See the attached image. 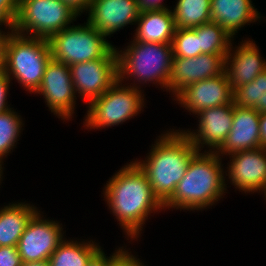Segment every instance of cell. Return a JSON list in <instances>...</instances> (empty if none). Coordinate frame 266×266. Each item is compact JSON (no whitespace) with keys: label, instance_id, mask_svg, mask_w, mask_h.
Segmentation results:
<instances>
[{"label":"cell","instance_id":"cell-1","mask_svg":"<svg viewBox=\"0 0 266 266\" xmlns=\"http://www.w3.org/2000/svg\"><path fill=\"white\" fill-rule=\"evenodd\" d=\"M116 172L107 181L102 194L108 209L126 233V238L130 237L133 241L141 235L142 226L151 216L150 213L160 212L164 207L153 194L146 173L135 161L124 165Z\"/></svg>","mask_w":266,"mask_h":266},{"label":"cell","instance_id":"cell-2","mask_svg":"<svg viewBox=\"0 0 266 266\" xmlns=\"http://www.w3.org/2000/svg\"><path fill=\"white\" fill-rule=\"evenodd\" d=\"M169 130L163 132L151 145L145 160H134L146 173L153 194L162 204L173 195L190 160L198 152L182 130Z\"/></svg>","mask_w":266,"mask_h":266},{"label":"cell","instance_id":"cell-3","mask_svg":"<svg viewBox=\"0 0 266 266\" xmlns=\"http://www.w3.org/2000/svg\"><path fill=\"white\" fill-rule=\"evenodd\" d=\"M224 173L222 158L216 152L198 151L173 195L163 204L164 209L202 211L209 208L228 191Z\"/></svg>","mask_w":266,"mask_h":266},{"label":"cell","instance_id":"cell-4","mask_svg":"<svg viewBox=\"0 0 266 266\" xmlns=\"http://www.w3.org/2000/svg\"><path fill=\"white\" fill-rule=\"evenodd\" d=\"M124 48L126 49L120 51L119 48H115L120 81L124 83L126 79H133L134 84L129 85L139 89L141 84L150 82L154 85L159 84L162 90L164 88L168 91L173 58L171 44L140 42L133 39Z\"/></svg>","mask_w":266,"mask_h":266},{"label":"cell","instance_id":"cell-5","mask_svg":"<svg viewBox=\"0 0 266 266\" xmlns=\"http://www.w3.org/2000/svg\"><path fill=\"white\" fill-rule=\"evenodd\" d=\"M52 59L47 39L12 33L6 46L4 73L14 78L25 91L35 93L41 85L43 75Z\"/></svg>","mask_w":266,"mask_h":266},{"label":"cell","instance_id":"cell-6","mask_svg":"<svg viewBox=\"0 0 266 266\" xmlns=\"http://www.w3.org/2000/svg\"><path fill=\"white\" fill-rule=\"evenodd\" d=\"M53 60L68 66L101 58H118L116 47L88 21L71 25L49 40Z\"/></svg>","mask_w":266,"mask_h":266},{"label":"cell","instance_id":"cell-7","mask_svg":"<svg viewBox=\"0 0 266 266\" xmlns=\"http://www.w3.org/2000/svg\"><path fill=\"white\" fill-rule=\"evenodd\" d=\"M143 90L125 85L119 79L100 97L94 99L84 118L86 129H103L118 126L134 118L145 106Z\"/></svg>","mask_w":266,"mask_h":266},{"label":"cell","instance_id":"cell-8","mask_svg":"<svg viewBox=\"0 0 266 266\" xmlns=\"http://www.w3.org/2000/svg\"><path fill=\"white\" fill-rule=\"evenodd\" d=\"M80 15L61 0H19L14 31L49 40Z\"/></svg>","mask_w":266,"mask_h":266},{"label":"cell","instance_id":"cell-9","mask_svg":"<svg viewBox=\"0 0 266 266\" xmlns=\"http://www.w3.org/2000/svg\"><path fill=\"white\" fill-rule=\"evenodd\" d=\"M34 94L43 96L49 111L61 120L69 121L73 118L77 94L67 64L51 59L41 85Z\"/></svg>","mask_w":266,"mask_h":266},{"label":"cell","instance_id":"cell-10","mask_svg":"<svg viewBox=\"0 0 266 266\" xmlns=\"http://www.w3.org/2000/svg\"><path fill=\"white\" fill-rule=\"evenodd\" d=\"M43 217L38 210L27 223L18 241L17 249L22 262L49 260L64 240L63 225L57 220Z\"/></svg>","mask_w":266,"mask_h":266},{"label":"cell","instance_id":"cell-11","mask_svg":"<svg viewBox=\"0 0 266 266\" xmlns=\"http://www.w3.org/2000/svg\"><path fill=\"white\" fill-rule=\"evenodd\" d=\"M76 94L89 105L118 80V58H101L69 66Z\"/></svg>","mask_w":266,"mask_h":266},{"label":"cell","instance_id":"cell-12","mask_svg":"<svg viewBox=\"0 0 266 266\" xmlns=\"http://www.w3.org/2000/svg\"><path fill=\"white\" fill-rule=\"evenodd\" d=\"M229 158L225 175L228 176L230 184L246 194L260 191L265 194L266 148L238 151L230 154Z\"/></svg>","mask_w":266,"mask_h":266},{"label":"cell","instance_id":"cell-13","mask_svg":"<svg viewBox=\"0 0 266 266\" xmlns=\"http://www.w3.org/2000/svg\"><path fill=\"white\" fill-rule=\"evenodd\" d=\"M173 100L195 115L206 108L234 105L233 91L226 73L186 86Z\"/></svg>","mask_w":266,"mask_h":266},{"label":"cell","instance_id":"cell-14","mask_svg":"<svg viewBox=\"0 0 266 266\" xmlns=\"http://www.w3.org/2000/svg\"><path fill=\"white\" fill-rule=\"evenodd\" d=\"M225 57L226 54L173 57L168 92L175 97L186 86L225 73Z\"/></svg>","mask_w":266,"mask_h":266},{"label":"cell","instance_id":"cell-15","mask_svg":"<svg viewBox=\"0 0 266 266\" xmlns=\"http://www.w3.org/2000/svg\"><path fill=\"white\" fill-rule=\"evenodd\" d=\"M234 105H222L206 108L198 112L197 130H182L192 141L198 151L208 147L209 152H215L226 140L233 121ZM192 131V132H191Z\"/></svg>","mask_w":266,"mask_h":266},{"label":"cell","instance_id":"cell-16","mask_svg":"<svg viewBox=\"0 0 266 266\" xmlns=\"http://www.w3.org/2000/svg\"><path fill=\"white\" fill-rule=\"evenodd\" d=\"M87 20L106 37L136 24L139 18L137 0H92Z\"/></svg>","mask_w":266,"mask_h":266},{"label":"cell","instance_id":"cell-17","mask_svg":"<svg viewBox=\"0 0 266 266\" xmlns=\"http://www.w3.org/2000/svg\"><path fill=\"white\" fill-rule=\"evenodd\" d=\"M252 40L249 38L242 40L241 45H235V49L231 44L226 54L225 73L232 91L241 85L250 83L266 70V60L261 57L259 48Z\"/></svg>","mask_w":266,"mask_h":266},{"label":"cell","instance_id":"cell-18","mask_svg":"<svg viewBox=\"0 0 266 266\" xmlns=\"http://www.w3.org/2000/svg\"><path fill=\"white\" fill-rule=\"evenodd\" d=\"M259 120L260 114L253 108L234 105L230 133L215 152L222 158L238 151L261 148Z\"/></svg>","mask_w":266,"mask_h":266},{"label":"cell","instance_id":"cell-19","mask_svg":"<svg viewBox=\"0 0 266 266\" xmlns=\"http://www.w3.org/2000/svg\"><path fill=\"white\" fill-rule=\"evenodd\" d=\"M210 15L233 38L245 25L262 20L251 0H211Z\"/></svg>","mask_w":266,"mask_h":266},{"label":"cell","instance_id":"cell-20","mask_svg":"<svg viewBox=\"0 0 266 266\" xmlns=\"http://www.w3.org/2000/svg\"><path fill=\"white\" fill-rule=\"evenodd\" d=\"M135 25L134 40L148 43L171 44L176 30L171 9L140 12Z\"/></svg>","mask_w":266,"mask_h":266},{"label":"cell","instance_id":"cell-21","mask_svg":"<svg viewBox=\"0 0 266 266\" xmlns=\"http://www.w3.org/2000/svg\"><path fill=\"white\" fill-rule=\"evenodd\" d=\"M37 211L36 206L25 202L0 207V247H17L27 223Z\"/></svg>","mask_w":266,"mask_h":266},{"label":"cell","instance_id":"cell-22","mask_svg":"<svg viewBox=\"0 0 266 266\" xmlns=\"http://www.w3.org/2000/svg\"><path fill=\"white\" fill-rule=\"evenodd\" d=\"M101 248L93 240L74 241L66 238L49 257L50 266H86Z\"/></svg>","mask_w":266,"mask_h":266},{"label":"cell","instance_id":"cell-23","mask_svg":"<svg viewBox=\"0 0 266 266\" xmlns=\"http://www.w3.org/2000/svg\"><path fill=\"white\" fill-rule=\"evenodd\" d=\"M173 8L176 28H195L211 21V0H177Z\"/></svg>","mask_w":266,"mask_h":266},{"label":"cell","instance_id":"cell-24","mask_svg":"<svg viewBox=\"0 0 266 266\" xmlns=\"http://www.w3.org/2000/svg\"><path fill=\"white\" fill-rule=\"evenodd\" d=\"M192 29L199 38L200 54H227L233 44L234 38L213 21Z\"/></svg>","mask_w":266,"mask_h":266},{"label":"cell","instance_id":"cell-25","mask_svg":"<svg viewBox=\"0 0 266 266\" xmlns=\"http://www.w3.org/2000/svg\"><path fill=\"white\" fill-rule=\"evenodd\" d=\"M234 105L253 108L259 114L266 113V70L250 83L233 91Z\"/></svg>","mask_w":266,"mask_h":266},{"label":"cell","instance_id":"cell-26","mask_svg":"<svg viewBox=\"0 0 266 266\" xmlns=\"http://www.w3.org/2000/svg\"><path fill=\"white\" fill-rule=\"evenodd\" d=\"M13 108L0 113V161L11 153L19 141V135L23 130V120Z\"/></svg>","mask_w":266,"mask_h":266},{"label":"cell","instance_id":"cell-27","mask_svg":"<svg viewBox=\"0 0 266 266\" xmlns=\"http://www.w3.org/2000/svg\"><path fill=\"white\" fill-rule=\"evenodd\" d=\"M173 57L192 58L200 55V43L192 28H176L172 39Z\"/></svg>","mask_w":266,"mask_h":266},{"label":"cell","instance_id":"cell-28","mask_svg":"<svg viewBox=\"0 0 266 266\" xmlns=\"http://www.w3.org/2000/svg\"><path fill=\"white\" fill-rule=\"evenodd\" d=\"M108 266H146L141 260L132 255L129 250L119 247L109 256Z\"/></svg>","mask_w":266,"mask_h":266},{"label":"cell","instance_id":"cell-29","mask_svg":"<svg viewBox=\"0 0 266 266\" xmlns=\"http://www.w3.org/2000/svg\"><path fill=\"white\" fill-rule=\"evenodd\" d=\"M21 263L17 247H0V266H21Z\"/></svg>","mask_w":266,"mask_h":266},{"label":"cell","instance_id":"cell-30","mask_svg":"<svg viewBox=\"0 0 266 266\" xmlns=\"http://www.w3.org/2000/svg\"><path fill=\"white\" fill-rule=\"evenodd\" d=\"M10 82L11 80L4 72L0 73V113L5 112L6 110L11 108V106L8 105L7 101Z\"/></svg>","mask_w":266,"mask_h":266},{"label":"cell","instance_id":"cell-31","mask_svg":"<svg viewBox=\"0 0 266 266\" xmlns=\"http://www.w3.org/2000/svg\"><path fill=\"white\" fill-rule=\"evenodd\" d=\"M14 30L2 31L0 29V73L4 72L6 64V46Z\"/></svg>","mask_w":266,"mask_h":266},{"label":"cell","instance_id":"cell-32","mask_svg":"<svg viewBox=\"0 0 266 266\" xmlns=\"http://www.w3.org/2000/svg\"><path fill=\"white\" fill-rule=\"evenodd\" d=\"M19 0H0V9L15 22L18 14Z\"/></svg>","mask_w":266,"mask_h":266},{"label":"cell","instance_id":"cell-33","mask_svg":"<svg viewBox=\"0 0 266 266\" xmlns=\"http://www.w3.org/2000/svg\"><path fill=\"white\" fill-rule=\"evenodd\" d=\"M162 2L163 0H137L140 12L169 9Z\"/></svg>","mask_w":266,"mask_h":266},{"label":"cell","instance_id":"cell-34","mask_svg":"<svg viewBox=\"0 0 266 266\" xmlns=\"http://www.w3.org/2000/svg\"><path fill=\"white\" fill-rule=\"evenodd\" d=\"M64 4L70 6L75 12L81 15L88 12L92 0H61Z\"/></svg>","mask_w":266,"mask_h":266},{"label":"cell","instance_id":"cell-35","mask_svg":"<svg viewBox=\"0 0 266 266\" xmlns=\"http://www.w3.org/2000/svg\"><path fill=\"white\" fill-rule=\"evenodd\" d=\"M109 257L100 248L88 261L86 266H108Z\"/></svg>","mask_w":266,"mask_h":266},{"label":"cell","instance_id":"cell-36","mask_svg":"<svg viewBox=\"0 0 266 266\" xmlns=\"http://www.w3.org/2000/svg\"><path fill=\"white\" fill-rule=\"evenodd\" d=\"M259 126H260V144L261 147L266 148V113L260 114Z\"/></svg>","mask_w":266,"mask_h":266},{"label":"cell","instance_id":"cell-37","mask_svg":"<svg viewBox=\"0 0 266 266\" xmlns=\"http://www.w3.org/2000/svg\"><path fill=\"white\" fill-rule=\"evenodd\" d=\"M5 26V29L14 30V22L0 9V28Z\"/></svg>","mask_w":266,"mask_h":266},{"label":"cell","instance_id":"cell-38","mask_svg":"<svg viewBox=\"0 0 266 266\" xmlns=\"http://www.w3.org/2000/svg\"><path fill=\"white\" fill-rule=\"evenodd\" d=\"M21 266H50L49 260L22 262Z\"/></svg>","mask_w":266,"mask_h":266},{"label":"cell","instance_id":"cell-39","mask_svg":"<svg viewBox=\"0 0 266 266\" xmlns=\"http://www.w3.org/2000/svg\"><path fill=\"white\" fill-rule=\"evenodd\" d=\"M2 165H4V164H3V162L0 161V185H1V181L3 180L2 175H3L4 167H2Z\"/></svg>","mask_w":266,"mask_h":266}]
</instances>
